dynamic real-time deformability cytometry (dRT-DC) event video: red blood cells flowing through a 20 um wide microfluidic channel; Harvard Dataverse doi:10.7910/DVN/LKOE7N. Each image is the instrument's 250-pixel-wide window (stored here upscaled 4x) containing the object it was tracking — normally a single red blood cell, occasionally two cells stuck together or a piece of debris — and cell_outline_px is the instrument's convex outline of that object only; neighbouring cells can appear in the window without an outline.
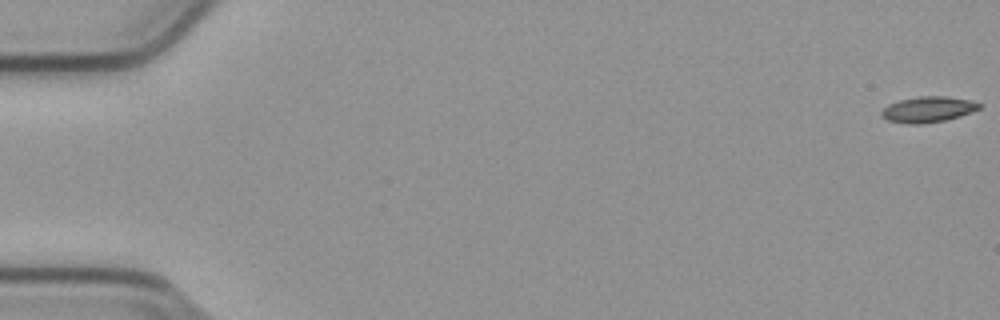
{"species": "common noctule bat (a hibernating species)", "species_latin": "Nyctalus noctula", "temperature_condition": "cold", "stored_images_in_passage": 55, "camera_frame_rate_fps": 3000, "um_per_image_px": 0.085, "animal": {"sex": "male", "body_mass_g": 23.1, "forearm_length_mm": 52.7}, "frame": {"image": 1, "passage_image": 1, "time_ms": 0.0, "image_size_px": [1000, 320], "cell_outline_px": [[984, 104], [980, 108], [972, 112], [960, 116], [944, 120], [920, 124], [908, 124], [888, 120], [880, 116], [880, 112], [888, 104], [900, 100], [920, 96], [944, 96], [968, 100]], "centroid_in_image_um": [78.87, 9.3], "position_along_channel_um": 6.1, "area_um2": 14.62}}
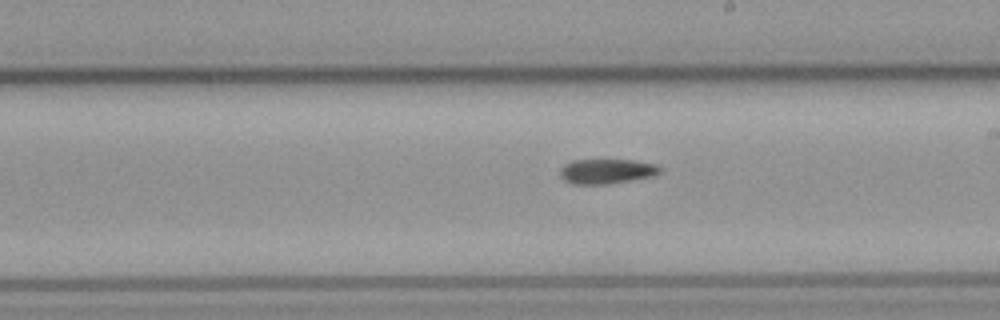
{"frame": {"image": 2, "passage_image": 32, "time_ms": 10.333, "image_size_px": [1000, 320], "cell_outline_px": [[660, 172], [652, 176], [608, 184], [572, 184], [564, 180], [560, 176], [560, 168], [564, 164], [572, 160], [632, 160], [656, 164], [660, 168]], "centroid_in_image_um": [51.52, 14.56], "position_along_channel_um": 237.5, "area_um2": 14.39}}
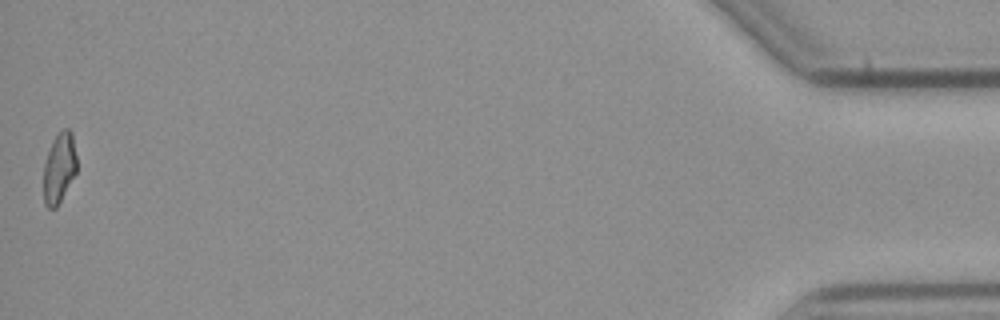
{"frame": {"image": 3, "passage_image": 55, "time_ms": 18.0, "image_size_px": [1000, 320], "cell_outline_px": [[76, 172], [56, 208], [48, 208], [44, 204], [44, 164], [52, 140], [56, 132], [64, 128], [68, 128], [72, 132], [76, 156]], "centroid_in_image_um": [5.03, 14.23], "position_along_channel_um": 430.2, "area_um2": 13.58}}